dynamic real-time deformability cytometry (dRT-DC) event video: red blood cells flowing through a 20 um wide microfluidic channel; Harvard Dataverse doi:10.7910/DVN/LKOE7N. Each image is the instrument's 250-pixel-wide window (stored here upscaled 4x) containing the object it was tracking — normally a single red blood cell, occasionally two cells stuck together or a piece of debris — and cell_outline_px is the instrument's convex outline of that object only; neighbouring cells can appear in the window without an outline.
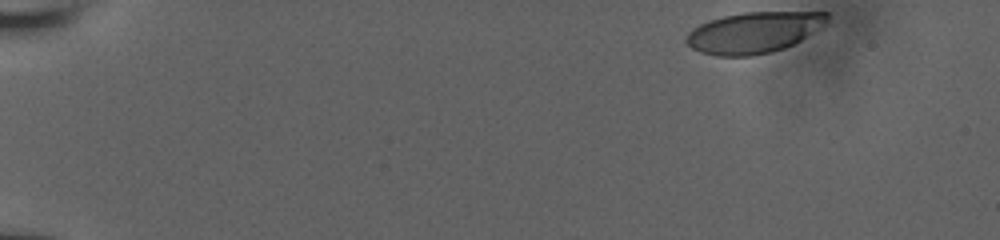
{"species": "human", "species_latin": "Homo sapiens", "temperature_condition": "room temperature", "stored_images_in_passage": 44, "camera_frame_rate_fps": 3000, "um_per_image_px": 0.085, "donor": {"sex": "male"}, "frame": {"image": 1, "passage_image": 1, "time_ms": 0.0, "image_size_px": [1000, 240], "cell_outline_px": [[828, 20], [800, 40], [784, 48], [772, 52], [752, 56], [716, 56], [700, 52], [692, 48], [684, 40], [688, 32], [692, 28], [708, 20], [724, 16], [744, 12], [828, 12]], "centroid_in_image_um": [64.0, 2.76], "position_along_channel_um": 21.0, "area_um2": 33.47}}
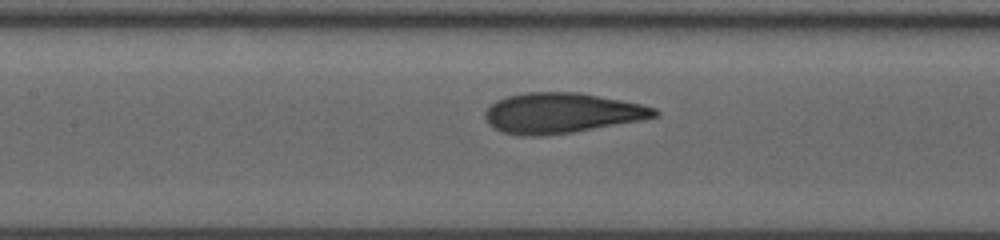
{"frame": {"image": 2, "passage_image": 24, "time_ms": 7.333, "image_size_px": [1000, 240], "cell_outline_px": [[660, 116], [644, 120], [572, 132], [540, 136], [520, 136], [500, 132], [488, 124], [484, 116], [484, 112], [496, 100], [508, 96], [528, 92], [580, 92], [640, 104], [656, 108], [660, 112]], "centroid_in_image_um": [47.74, 9.62], "position_along_channel_um": 159.7, "area_um2": 40.0}}
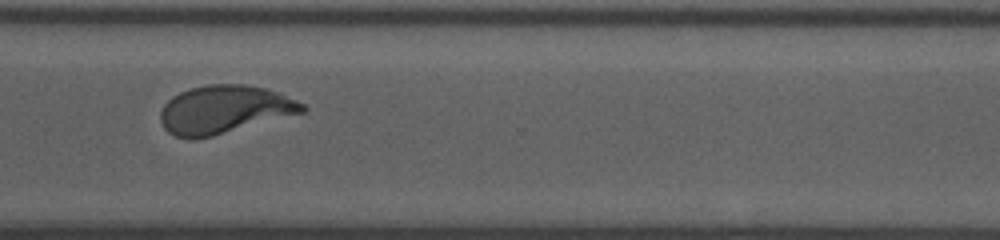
{"frame": {"image": 3, "passage_image": 43, "time_ms": 12.333, "image_size_px": [1000, 240], "cell_outline_px": [[308, 108], [304, 112], [212, 136], [176, 136], [168, 132], [164, 128], [160, 120], [160, 112], [164, 104], [172, 96], [180, 92], [192, 88], [208, 84], [244, 84], [264, 88], [280, 92], [304, 104]], "centroid_in_image_um": [19.09, 9.28], "position_along_channel_um": 351.5, "area_um2": 39.25}}